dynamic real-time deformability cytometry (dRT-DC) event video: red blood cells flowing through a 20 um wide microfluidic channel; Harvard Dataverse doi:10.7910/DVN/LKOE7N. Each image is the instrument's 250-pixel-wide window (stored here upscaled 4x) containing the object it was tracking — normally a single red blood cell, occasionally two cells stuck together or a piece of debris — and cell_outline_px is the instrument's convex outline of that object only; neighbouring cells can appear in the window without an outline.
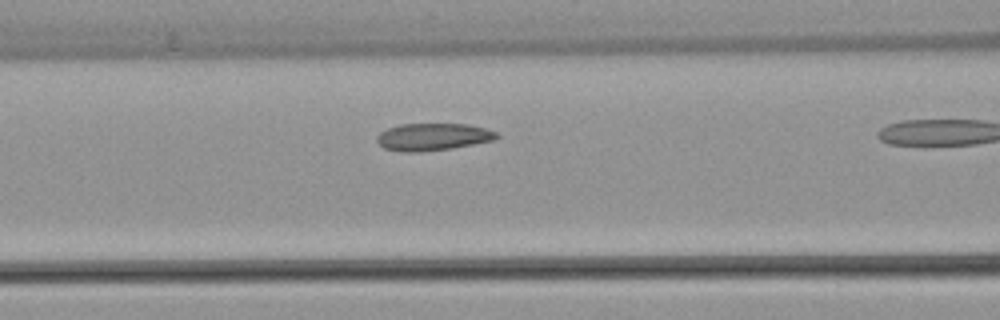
{"species": "common noctule bat (a hibernating species)", "species_latin": "Nyctalus noctula", "temperature_condition": "warm", "stored_images_in_passage": 18, "camera_frame_rate_fps": 3000, "um_per_image_px": 0.085, "animal": {"sex": "female", "body_mass_g": 22.7, "forearm_length_mm": 54.2}, "frame": {"image": 1, "passage_image": 13, "time_ms": 4.0, "image_size_px": [1000, 320], "cell_outline_px": [[500, 136], [492, 140], [452, 148], [420, 152], [400, 152], [384, 148], [376, 140], [376, 136], [380, 132], [388, 128], [400, 124], [468, 124], [484, 128], [496, 132]], "centroid_in_image_um": [36.75, 11.63], "position_along_channel_um": 129.8, "area_um2": 18.96}}
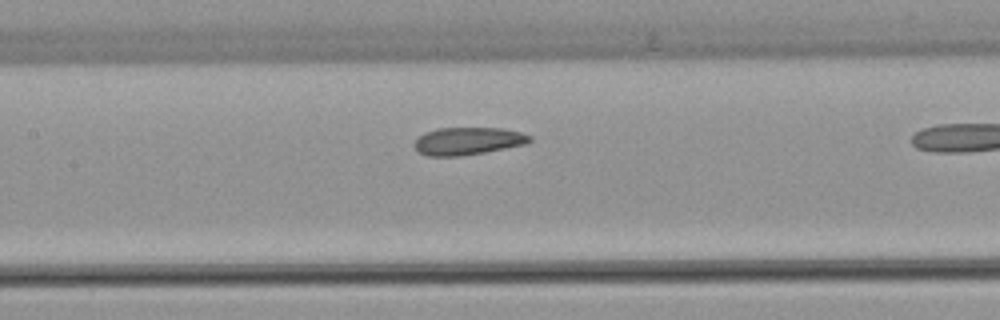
{"frame": {"image": 2, "passage_image": 16, "time_ms": 5.0, "image_size_px": [1000, 320], "cell_outline_px": [[532, 140], [528, 144], [484, 152], [460, 156], [428, 156], [420, 152], [412, 144], [424, 132], [436, 128], [504, 128], [520, 132], [532, 136]], "centroid_in_image_um": [39.79, 11.98], "position_along_channel_um": 167.6, "area_um2": 18.61}}